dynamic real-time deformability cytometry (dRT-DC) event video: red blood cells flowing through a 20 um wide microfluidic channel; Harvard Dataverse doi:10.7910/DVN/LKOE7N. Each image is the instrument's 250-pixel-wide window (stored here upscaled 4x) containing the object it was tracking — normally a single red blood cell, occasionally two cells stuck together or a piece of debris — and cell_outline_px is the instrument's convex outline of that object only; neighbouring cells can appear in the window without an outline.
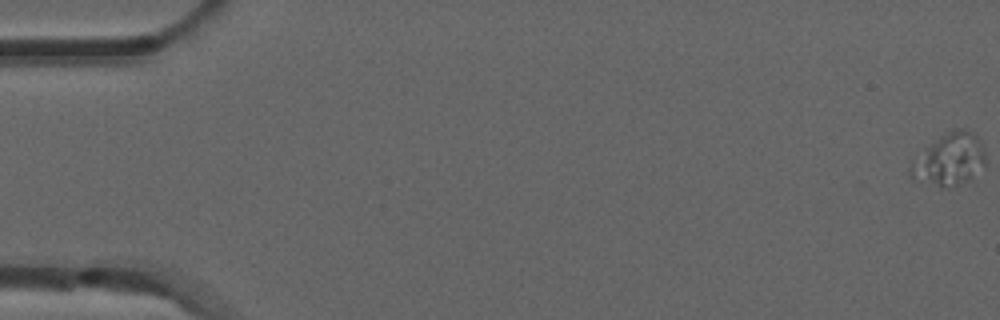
{"species": "common noctule bat (a hibernating species)", "species_latin": "Nyctalus noctula", "temperature_condition": "room temperature", "stored_images_in_passage": 6, "camera_frame_rate_fps": 3000, "um_per_image_px": 0.085, "animal": {"sex": "male", "forearm_length_mm": 52.5}, "frame": {"image": 1, "passage_image": 1, "time_ms": 0.0, "image_size_px": [1000, 320], "cell_outline_px": [[984, 164], [972, 180], [944, 188], [912, 180], [908, 176], [908, 168], [912, 160], [940, 136], [952, 128], [968, 128], [976, 136], [984, 152]], "centroid_in_image_um": [80.65, 13.58], "position_along_channel_um": 4.3, "area_um2": 22.95}}